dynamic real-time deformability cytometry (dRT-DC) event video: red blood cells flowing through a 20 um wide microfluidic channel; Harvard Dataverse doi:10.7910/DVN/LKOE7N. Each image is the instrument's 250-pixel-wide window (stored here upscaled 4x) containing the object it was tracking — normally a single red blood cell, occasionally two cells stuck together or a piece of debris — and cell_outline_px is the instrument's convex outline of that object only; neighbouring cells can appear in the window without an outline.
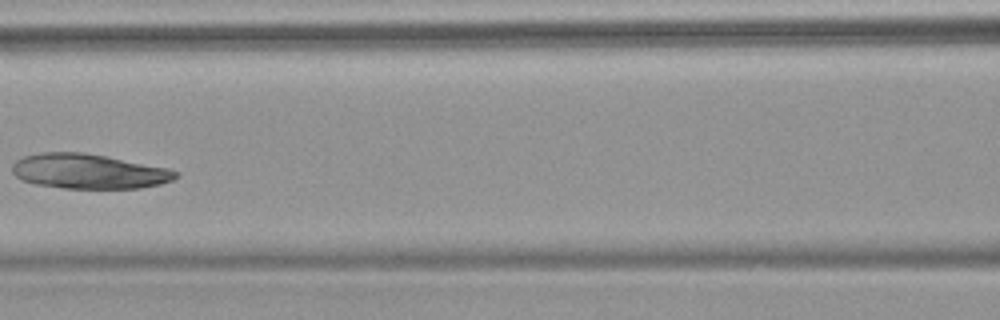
{"species": "common noctule bat (a hibernating species)", "species_latin": "Nyctalus noctula", "temperature_condition": "warm", "stored_images_in_passage": 7, "camera_frame_rate_fps": 3000, "um_per_image_px": 0.085, "animal": {"sex": "female", "body_mass_g": 18.4}, "frame": {"image": 1, "passage_image": 6, "time_ms": 6.0, "image_size_px": [1000, 320], "cell_outline_px": [[180, 176], [172, 180], [160, 184], [140, 188], [64, 188], [36, 184], [20, 180], [12, 172], [12, 164], [16, 160], [24, 156], [40, 152], [84, 152], [108, 156], [168, 168], [180, 172]], "centroid_in_image_um": [7.55, 14.55], "position_along_channel_um": 159.1, "area_um2": 33.41}}
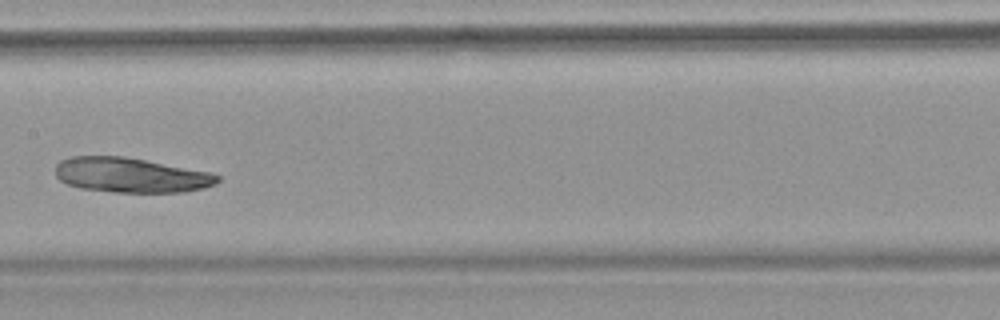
{"frame": {"image": 2, "passage_image": 7, "time_ms": 7.0, "image_size_px": [1000, 320], "cell_outline_px": [[220, 180], [216, 184], [204, 188], [184, 192], [112, 192], [80, 188], [68, 184], [60, 180], [56, 176], [56, 164], [60, 160], [68, 156], [124, 156], [212, 172], [220, 176]], "centroid_in_image_um": [11.13, 14.88], "position_along_channel_um": 196.3, "area_um2": 33.18}}